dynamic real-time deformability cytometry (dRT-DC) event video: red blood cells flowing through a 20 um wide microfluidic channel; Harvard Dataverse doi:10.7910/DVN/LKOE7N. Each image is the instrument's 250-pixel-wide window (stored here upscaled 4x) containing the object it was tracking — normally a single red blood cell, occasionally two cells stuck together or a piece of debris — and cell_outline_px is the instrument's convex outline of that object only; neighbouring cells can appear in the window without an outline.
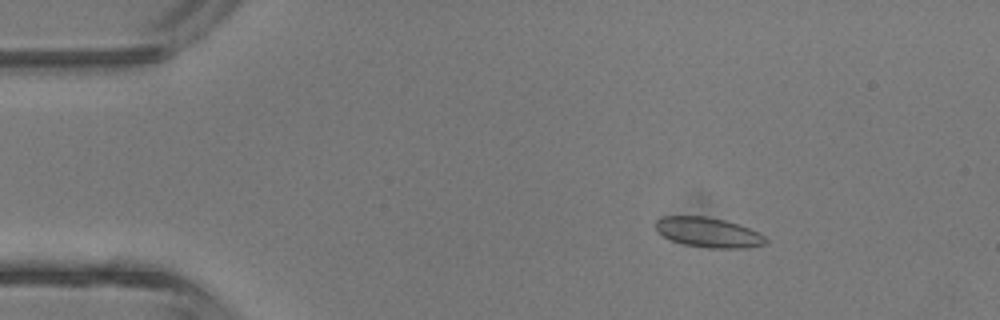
{"species": "common noctule bat (a hibernating species)", "species_latin": "Nyctalus noctula", "temperature_condition": "room temperature", "stored_images_in_passage": 3, "camera_frame_rate_fps": 3000, "um_per_image_px": 0.085, "animal": {"sex": "male", "body_mass_g": 13.3}, "frame": {"image": 1, "passage_image": 1, "time_ms": 0.0, "image_size_px": [1000, 320], "cell_outline_px": [[768, 240], [764, 244], [744, 248], [708, 248], [684, 244], [672, 240], [656, 232], [656, 220], [660, 216], [708, 216], [724, 220], [760, 232]], "centroid_in_image_um": [60.18, 19.75], "position_along_channel_um": 24.8, "area_um2": 19.13}}